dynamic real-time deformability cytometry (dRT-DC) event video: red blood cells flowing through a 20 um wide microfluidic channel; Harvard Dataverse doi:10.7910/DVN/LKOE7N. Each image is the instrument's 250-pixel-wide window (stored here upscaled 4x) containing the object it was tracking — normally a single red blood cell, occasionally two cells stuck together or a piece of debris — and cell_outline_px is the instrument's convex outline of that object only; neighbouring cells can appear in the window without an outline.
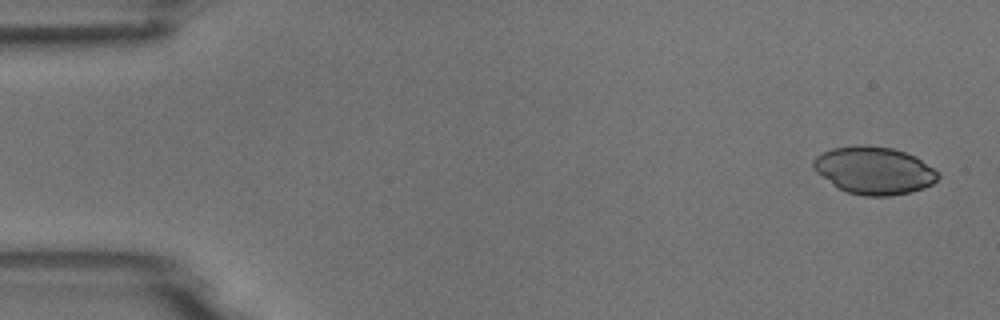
{"species": "common noctule bat (a hibernating species)", "species_latin": "Nyctalus noctula", "temperature_condition": "room temperature", "stored_images_in_passage": 5, "camera_frame_rate_fps": 3000, "um_per_image_px": 0.085, "animal": {"sex": "male", "body_mass_g": 18.8}, "frame": {"image": 1, "passage_image": 1, "time_ms": 0.0, "image_size_px": [1000, 320], "cell_outline_px": [[940, 176], [932, 184], [924, 188], [908, 192], [888, 196], [864, 196], [848, 192], [840, 188], [816, 172], [812, 168], [812, 160], [816, 156], [832, 148], [868, 144], [892, 148], [916, 156], [932, 168]], "centroid_in_image_um": [74.28, 14.47], "position_along_channel_um": 10.7, "area_um2": 34.22}}